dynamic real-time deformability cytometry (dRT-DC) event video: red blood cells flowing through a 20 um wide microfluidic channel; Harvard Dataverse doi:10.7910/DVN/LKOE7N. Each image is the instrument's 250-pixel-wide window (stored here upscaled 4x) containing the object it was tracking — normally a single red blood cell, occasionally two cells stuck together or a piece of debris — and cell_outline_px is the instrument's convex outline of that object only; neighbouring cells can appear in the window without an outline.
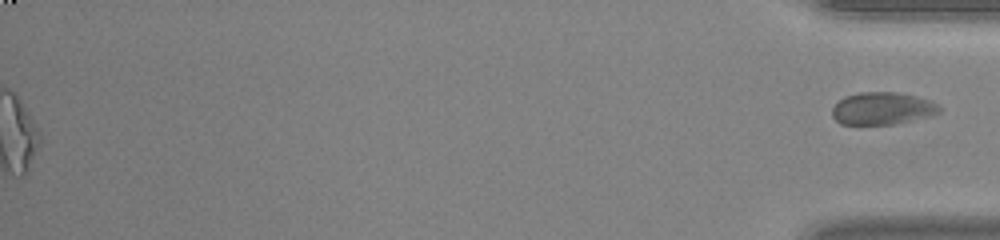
{"species": "common noctule bat (a hibernating species)", "species_latin": "Nyctalus noctula", "temperature_condition": "warm", "stored_images_in_passage": 47, "segment_of_instrument_passage": [2, 2], "camera_frame_rate_fps": 3000, "um_per_image_px": 0.085, "animal": {"sex": "male", "body_mass_g": 20.0, "forearm_length_mm": 53.3}, "frame": {"image": 1, "passage_image": 47, "time_ms": 15.333, "image_size_px": [1000, 240], "cell_outline_px": [[940, 112], [932, 116], [896, 124], [840, 124], [832, 116], [832, 108], [844, 96], [860, 92], [896, 92], [916, 96], [928, 100], [936, 104], [940, 108]], "centroid_in_image_um": [74.99, 9.22], "position_along_channel_um": 360.2, "area_um2": 20.23}}